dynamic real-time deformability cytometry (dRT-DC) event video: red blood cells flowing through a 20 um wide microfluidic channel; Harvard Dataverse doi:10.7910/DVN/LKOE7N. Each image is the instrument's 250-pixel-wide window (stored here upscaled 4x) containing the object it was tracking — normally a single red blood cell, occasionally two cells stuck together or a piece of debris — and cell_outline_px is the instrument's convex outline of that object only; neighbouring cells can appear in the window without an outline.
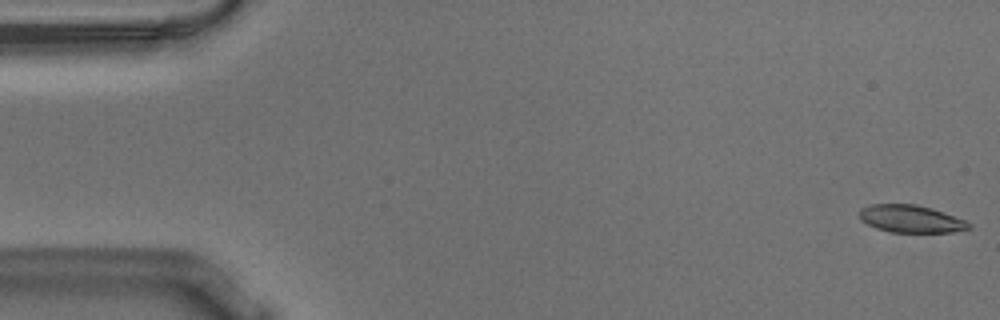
{"species": "Egyptian fruit bat (a non-hibernating species)", "species_latin": "Rousettus aegyptiacus", "temperature_condition": "warm", "stored_images_in_passage": 10, "camera_frame_rate_fps": 3000, "um_per_image_px": 0.085, "animal": {"sex": "male"}, "frame": {"image": 1, "passage_image": 1, "time_ms": 0.0, "image_size_px": [1000, 320], "cell_outline_px": [[972, 228], [952, 232], [892, 232], [876, 228], [860, 220], [860, 208], [872, 204], [916, 204], [932, 208], [968, 220], [972, 224]], "centroid_in_image_um": [77.48, 18.6], "position_along_channel_um": 7.5, "area_um2": 17.69}}